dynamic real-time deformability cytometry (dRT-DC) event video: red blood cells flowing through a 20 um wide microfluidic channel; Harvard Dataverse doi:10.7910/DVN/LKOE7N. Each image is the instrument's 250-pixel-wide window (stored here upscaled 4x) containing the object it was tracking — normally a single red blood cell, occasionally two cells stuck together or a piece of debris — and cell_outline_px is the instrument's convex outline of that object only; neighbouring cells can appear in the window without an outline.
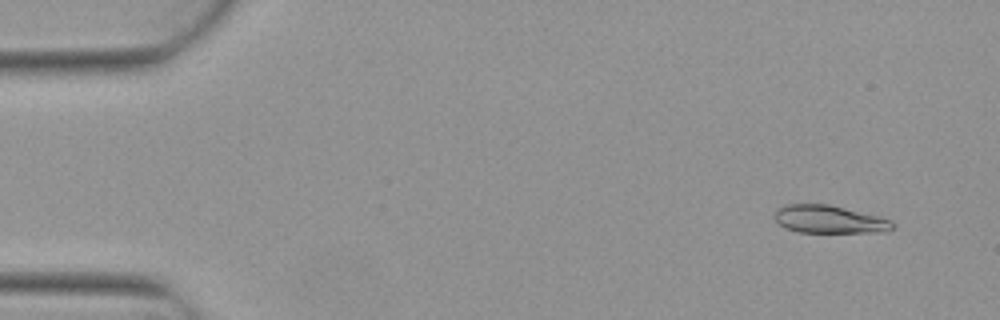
{"species": "Egyptian fruit bat (a non-hibernating species)", "species_latin": "Rousettus aegyptiacus", "temperature_condition": "warm", "stored_images_in_passage": 4, "camera_frame_rate_fps": 3000, "um_per_image_px": 0.085, "animal": {"sex": "female"}, "frame": {"image": 1, "passage_image": 1, "time_ms": 0.0, "image_size_px": [1000, 320], "cell_outline_px": [[896, 224], [888, 232], [800, 232], [784, 228], [772, 216], [776, 208], [784, 204], [828, 204], [892, 220]], "centroid_in_image_um": [70.45, 18.64], "position_along_channel_um": 14.6, "area_um2": 19.19}}
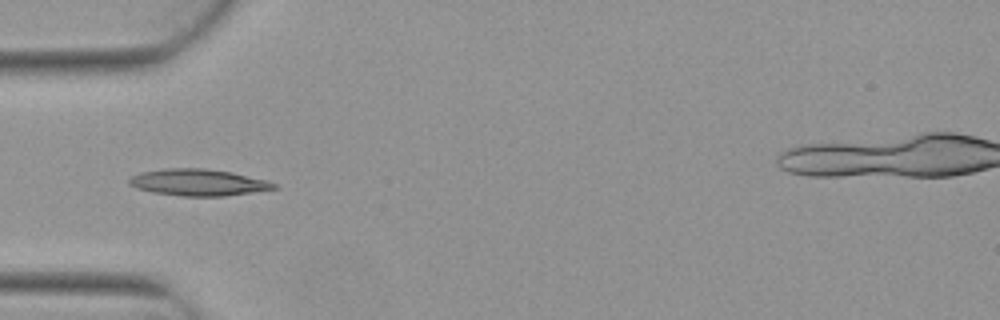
{"frame": {"image": 2, "passage_image": 4, "time_ms": 1.0, "image_size_px": [1000, 320], "cell_outline_px": [[280, 188], [224, 196], [184, 196], [152, 192], [136, 188], [128, 184], [128, 180], [132, 176], [140, 172], [164, 168], [204, 168], [232, 172], [264, 180], [276, 184]], "centroid_in_image_um": [16.82, 15.5], "position_along_channel_um": 68.2, "area_um2": 22.43}}